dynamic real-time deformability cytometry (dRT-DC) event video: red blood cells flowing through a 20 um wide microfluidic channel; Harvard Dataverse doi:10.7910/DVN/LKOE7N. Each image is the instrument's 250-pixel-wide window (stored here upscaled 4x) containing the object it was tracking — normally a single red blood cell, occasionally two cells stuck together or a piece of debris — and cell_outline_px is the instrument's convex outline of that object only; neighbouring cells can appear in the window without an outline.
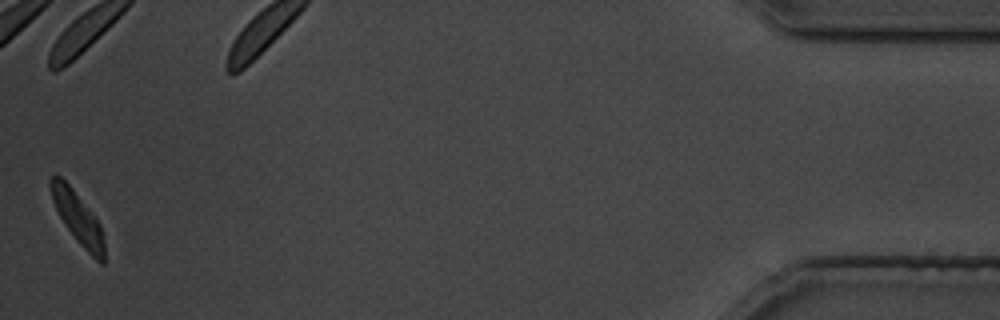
{"species": "common noctule bat (a hibernating species)", "species_latin": "Nyctalus noctula", "temperature_condition": "cold", "stored_images_in_passage": 29, "camera_frame_rate_fps": 3000, "um_per_image_px": 0.085, "animal": {"sex": "male", "body_mass_g": 19.5, "forearm_length_mm": 54.6}, "frame": {"image": 1, "passage_image": 29, "time_ms": 35.0, "image_size_px": [1000, 320], "cell_outline_px": [[104, 264], [100, 264], [76, 240], [64, 224], [52, 200], [48, 184], [48, 180], [52, 176], [60, 176], [72, 188], [100, 224], [104, 240]], "centroid_in_image_um": [6.59, 18.52], "position_along_channel_um": 428.6, "area_um2": 15.9}}